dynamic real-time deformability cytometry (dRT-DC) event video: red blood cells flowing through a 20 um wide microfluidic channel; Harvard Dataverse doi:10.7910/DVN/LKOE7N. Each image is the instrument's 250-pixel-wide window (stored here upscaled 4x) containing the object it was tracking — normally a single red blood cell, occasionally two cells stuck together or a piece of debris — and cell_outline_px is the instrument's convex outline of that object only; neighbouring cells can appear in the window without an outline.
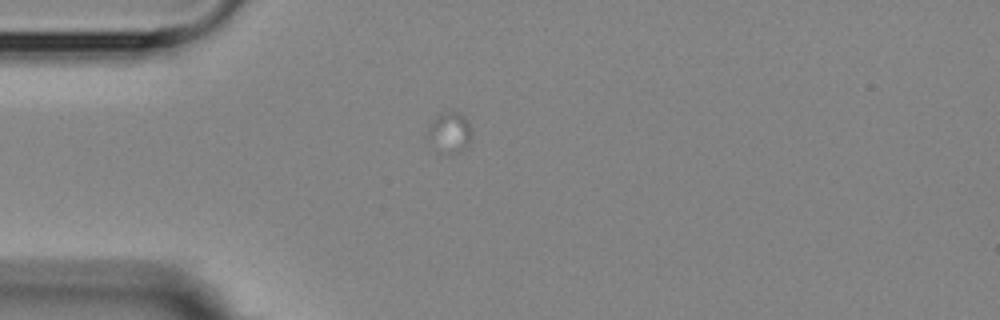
{"species": "Egyptian fruit bat (a non-hibernating species)", "species_latin": "Rousettus aegyptiacus", "temperature_condition": "room temperature", "stored_images_in_passage": 3, "camera_frame_rate_fps": 3000, "um_per_image_px": 0.085, "animal": {"sex": "female"}, "frame": {"image": 1, "passage_image": 1, "time_ms": 0.0, "image_size_px": [1000, 320], "cell_outline_px": [[468, 140], [464, 148], [460, 152], [452, 156], [440, 156], [436, 152], [428, 128], [432, 120], [440, 112], [460, 112], [468, 120]], "centroid_in_image_um": [38.18, 11.31], "position_along_channel_um": 46.8, "area_um2": 10.29}}